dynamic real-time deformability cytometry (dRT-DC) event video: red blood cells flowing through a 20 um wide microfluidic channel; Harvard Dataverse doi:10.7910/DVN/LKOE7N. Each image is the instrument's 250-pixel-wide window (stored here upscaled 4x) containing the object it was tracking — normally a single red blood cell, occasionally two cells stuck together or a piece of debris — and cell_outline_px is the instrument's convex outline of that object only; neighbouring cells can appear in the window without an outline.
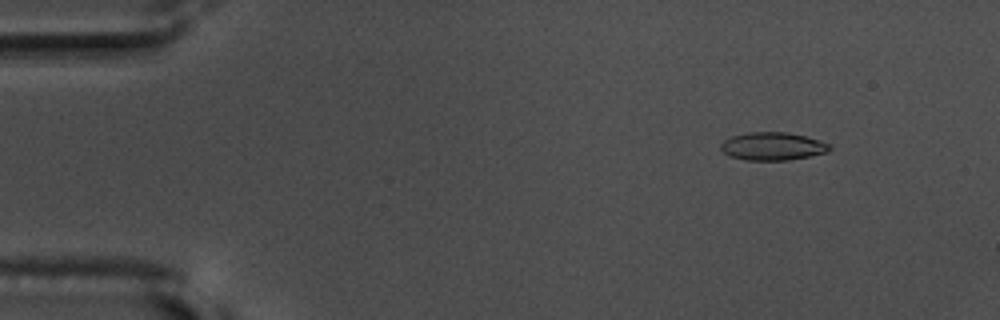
{"species": "common noctule bat (a hibernating species)", "species_latin": "Nyctalus noctula", "temperature_condition": "warm", "stored_images_in_passage": 15, "camera_frame_rate_fps": 3000, "um_per_image_px": 0.085, "animal": {"sex": "male", "body_mass_g": 17.5, "forearm_length_mm": 52.3}, "frame": {"image": 1, "passage_image": 7, "time_ms": 2.0, "image_size_px": [1000, 320], "cell_outline_px": [[832, 148], [828, 152], [788, 160], [744, 160], [728, 156], [720, 148], [720, 144], [724, 140], [732, 136], [748, 132], [788, 132], [808, 136], [832, 144]], "centroid_in_image_um": [65.7, 12.43], "position_along_channel_um": 19.3, "area_um2": 17.98}}